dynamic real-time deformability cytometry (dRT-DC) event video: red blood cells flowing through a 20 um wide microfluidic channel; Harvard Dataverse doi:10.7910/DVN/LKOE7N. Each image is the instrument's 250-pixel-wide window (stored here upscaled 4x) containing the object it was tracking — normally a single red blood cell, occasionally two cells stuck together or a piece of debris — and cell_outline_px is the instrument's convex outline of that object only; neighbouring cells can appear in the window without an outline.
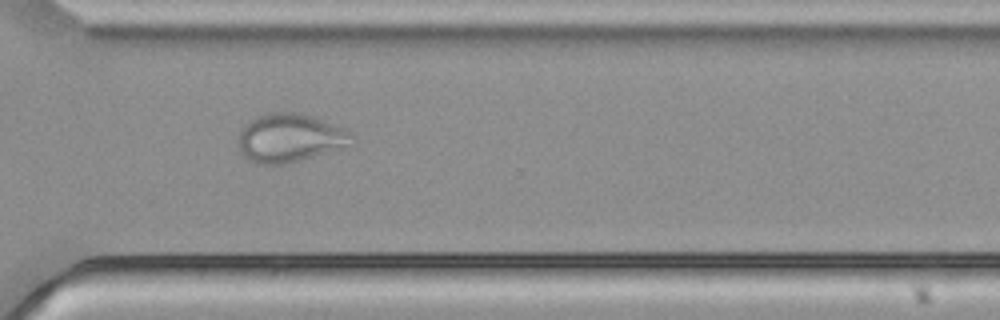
{"species": "common noctule bat (a hibernating species)", "species_latin": "Nyctalus noctula", "temperature_condition": "cold", "stored_images_in_passage": 37, "camera_frame_rate_fps": 3000, "um_per_image_px": 0.085, "animal": {"sex": "male", "body_mass_g": 21.5, "forearm_length_mm": 52.0}, "frame": {"image": 1, "passage_image": 27, "time_ms": 8.667, "image_size_px": [1000, 320], "cell_outline_px": [[352, 136], [344, 144], [324, 152], [300, 160], [284, 164], [260, 164], [244, 156], [240, 152], [240, 132], [244, 124], [248, 120], [264, 112], [300, 112], [312, 116], [340, 128], [348, 132]], "centroid_in_image_um": [24.49, 11.69], "position_along_channel_um": 346.1, "area_um2": 30.92}}